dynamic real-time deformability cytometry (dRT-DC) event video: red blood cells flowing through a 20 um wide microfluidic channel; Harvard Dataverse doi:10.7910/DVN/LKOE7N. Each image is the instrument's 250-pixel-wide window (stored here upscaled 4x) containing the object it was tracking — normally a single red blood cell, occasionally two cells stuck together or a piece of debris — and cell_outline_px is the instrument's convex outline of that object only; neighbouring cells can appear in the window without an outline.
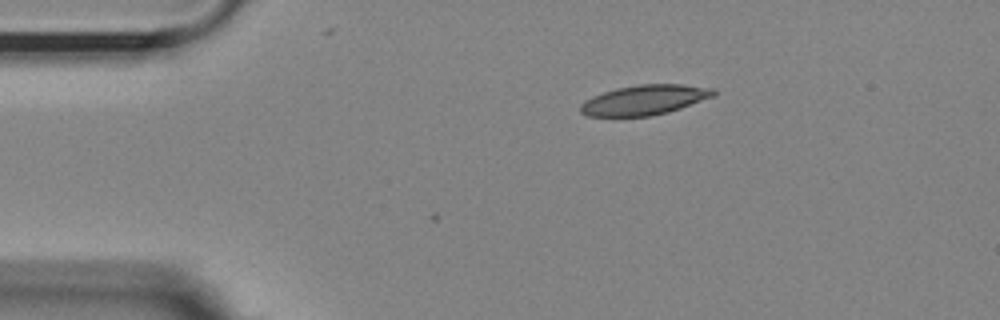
{"species": "Egyptian fruit bat (a non-hibernating species)", "species_latin": "Rousettus aegyptiacus", "temperature_condition": "room temperature", "stored_images_in_passage": 4, "camera_frame_rate_fps": 3000, "um_per_image_px": 0.085, "animal": {"sex": "female"}, "frame": {"image": 1, "passage_image": 1, "time_ms": 0.0, "image_size_px": [1000, 320], "cell_outline_px": [[716, 96], [668, 112], [652, 116], [588, 116], [580, 112], [580, 104], [584, 100], [592, 96], [616, 88], [636, 84], [684, 84], [716, 88]], "centroid_in_image_um": [54.81, 8.48], "position_along_channel_um": 30.2, "area_um2": 23.47}}